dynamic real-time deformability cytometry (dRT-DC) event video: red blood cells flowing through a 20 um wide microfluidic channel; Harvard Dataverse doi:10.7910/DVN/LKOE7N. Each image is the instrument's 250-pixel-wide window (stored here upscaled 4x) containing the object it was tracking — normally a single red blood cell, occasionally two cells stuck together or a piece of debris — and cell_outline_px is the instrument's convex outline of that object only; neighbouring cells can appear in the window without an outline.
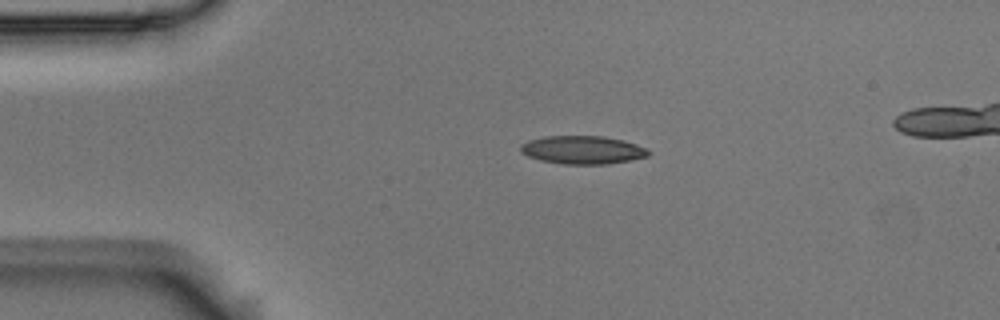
{"species": "Egyptian fruit bat (a non-hibernating species)", "species_latin": "Rousettus aegyptiacus", "temperature_condition": "room temperature", "stored_images_in_passage": 4, "camera_frame_rate_fps": 3000, "um_per_image_px": 0.085, "animal": {"sex": "male"}, "frame": {"image": 1, "passage_image": 2, "time_ms": 0.333, "image_size_px": [1000, 320], "cell_outline_px": [[652, 152], [648, 156], [632, 160], [608, 164], [564, 164], [540, 160], [528, 156], [520, 152], [520, 144], [528, 140], [544, 136], [604, 136], [624, 140], [648, 148]], "centroid_in_image_um": [49.54, 12.74], "position_along_channel_um": 35.5, "area_um2": 21.27}}